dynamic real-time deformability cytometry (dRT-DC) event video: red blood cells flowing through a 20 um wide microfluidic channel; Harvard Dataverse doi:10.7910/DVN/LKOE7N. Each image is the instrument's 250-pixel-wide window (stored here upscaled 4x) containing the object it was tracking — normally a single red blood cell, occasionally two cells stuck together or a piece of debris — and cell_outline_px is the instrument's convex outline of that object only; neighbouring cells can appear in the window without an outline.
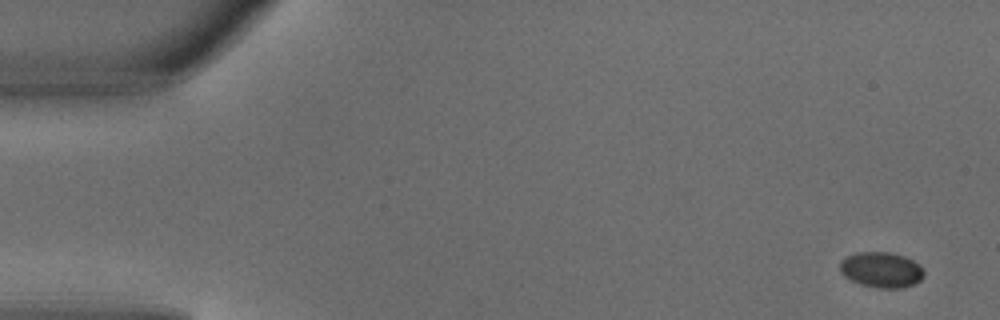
{"species": "common noctule bat (a hibernating species)", "species_latin": "Nyctalus noctula", "temperature_condition": "warm", "stored_images_in_passage": 6, "camera_frame_rate_fps": 3000, "um_per_image_px": 0.085, "animal": {"sex": "male", "body_mass_g": 18.8}, "frame": {"image": 1, "passage_image": 1, "time_ms": 0.0, "image_size_px": [1000, 320], "cell_outline_px": [[924, 276], [920, 280], [912, 284], [900, 288], [880, 288], [860, 284], [844, 276], [840, 272], [840, 260], [844, 256], [856, 252], [888, 252], [904, 256], [920, 264], [924, 272]], "centroid_in_image_um": [74.89, 22.92], "position_along_channel_um": 10.1, "area_um2": 17.46}}
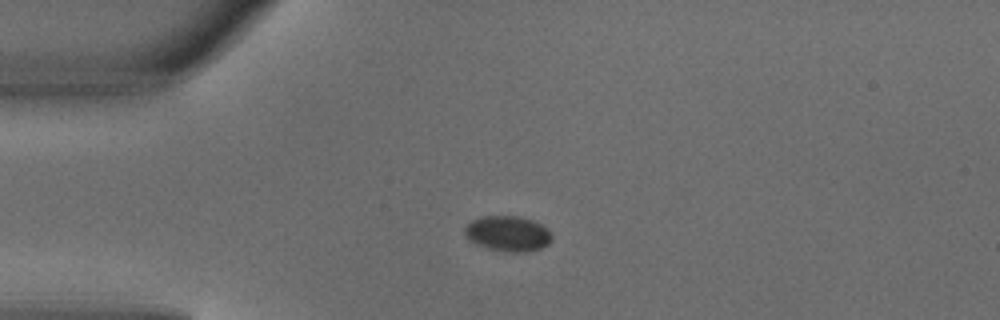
{"frame": {"image": 2, "passage_image": 3, "time_ms": 0.667, "image_size_px": [1000, 320], "cell_outline_px": [[552, 240], [548, 244], [540, 248], [524, 252], [512, 252], [488, 248], [476, 244], [464, 232], [464, 228], [472, 220], [484, 216], [516, 216], [532, 220], [540, 224], [552, 236]], "centroid_in_image_um": [43.17, 19.85], "position_along_channel_um": 41.8, "area_um2": 17.51}}
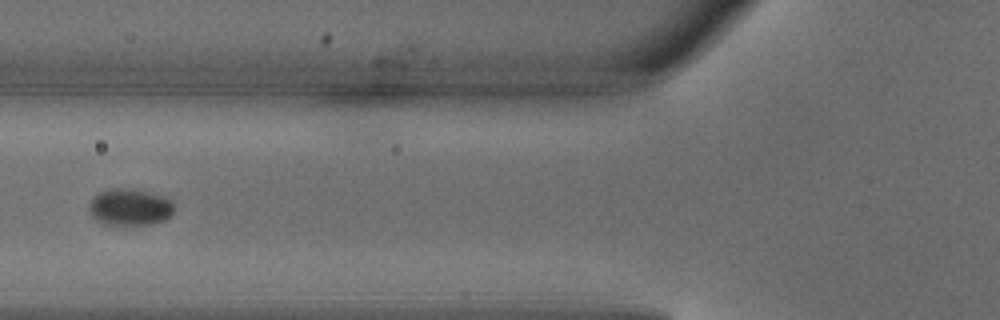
{"frame": {"image": 3, "passage_image": 5, "time_ms": 1.333, "image_size_px": [1000, 320], "cell_outline_px": [[176, 208], [164, 220], [148, 224], [104, 224], [96, 220], [92, 216], [88, 208], [88, 204], [100, 192], [112, 188], [120, 188], [152, 192], [164, 196], [172, 200]], "centroid_in_image_um": [11.06, 17.59], "position_along_channel_um": 114.7, "area_um2": 18.09}}